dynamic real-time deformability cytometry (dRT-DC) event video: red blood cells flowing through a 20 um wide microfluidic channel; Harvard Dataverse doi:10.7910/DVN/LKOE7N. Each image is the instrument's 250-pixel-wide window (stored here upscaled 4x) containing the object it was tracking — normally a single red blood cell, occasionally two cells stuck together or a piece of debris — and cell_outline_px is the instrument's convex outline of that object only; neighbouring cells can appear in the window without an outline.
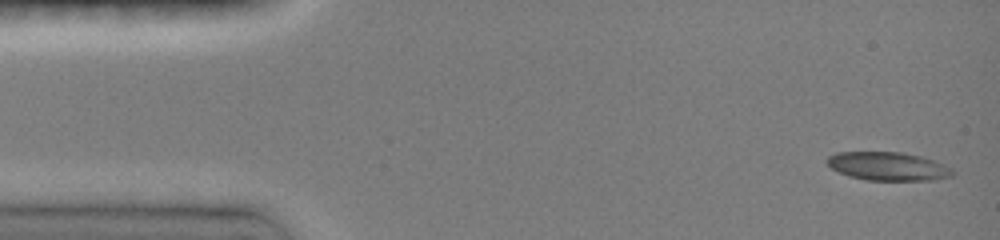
{"species": "common noctule bat (a hibernating species)", "species_latin": "Nyctalus noctula", "temperature_condition": "room temperature", "stored_images_in_passage": 29, "segment_of_instrument_passage": [1, 2], "camera_frame_rate_fps": 3000, "um_per_image_px": 0.085, "animal": {"sex": "female", "body_mass_g": 19.0, "forearm_length_mm": 51.5}, "frame": {"image": 1, "passage_image": 1, "time_ms": 0.0, "image_size_px": [1000, 240], "cell_outline_px": [[956, 172], [952, 176], [936, 180], [868, 180], [848, 176], [832, 168], [824, 160], [828, 156], [836, 152], [900, 152], [920, 156], [932, 160], [952, 168]], "centroid_in_image_um": [75.48, 14.13], "position_along_channel_um": 9.5, "area_um2": 20.81}}
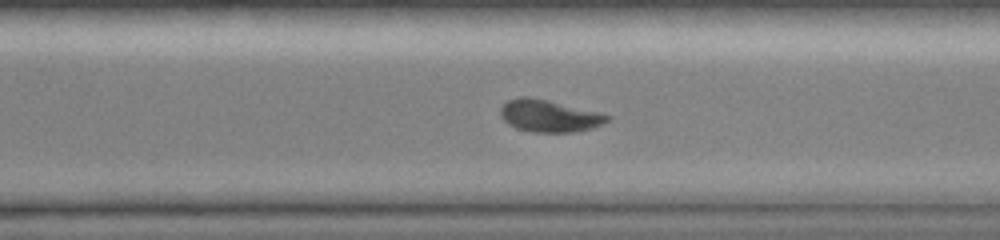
{"frame": {"image": 2, "passage_image": 20, "time_ms": 6.333, "image_size_px": [1000, 240], "cell_outline_px": [[612, 116], [608, 120], [592, 128], [572, 132], [532, 132], [516, 128], [508, 124], [500, 116], [500, 108], [508, 100], [520, 96], [528, 96], [548, 100]], "centroid_in_image_um": [46.62, 9.85], "position_along_channel_um": 324.0, "area_um2": 19.77}}
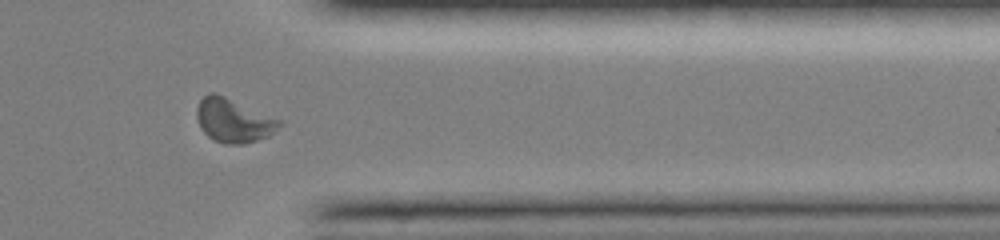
{"frame": {"image": 3, "passage_image": 23, "time_ms": 7.333, "image_size_px": [1000, 240], "cell_outline_px": [[284, 124], [268, 136], [244, 144], [224, 144], [208, 136], [200, 128], [196, 116], [196, 108], [200, 100], [208, 92], [216, 92], [284, 120]], "centroid_in_image_um": [19.87, 10.21], "position_along_channel_um": 391.5, "area_um2": 21.5}}